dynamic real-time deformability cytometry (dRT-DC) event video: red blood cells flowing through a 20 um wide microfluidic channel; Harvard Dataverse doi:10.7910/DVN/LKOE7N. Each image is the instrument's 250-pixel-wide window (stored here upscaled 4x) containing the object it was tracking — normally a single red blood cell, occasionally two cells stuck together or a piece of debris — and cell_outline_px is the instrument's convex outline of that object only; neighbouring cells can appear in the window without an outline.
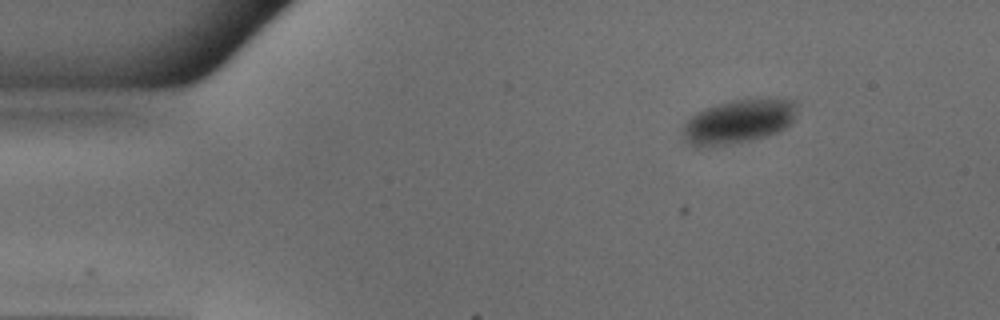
{"species": "common noctule bat (a hibernating species)", "species_latin": "Nyctalus noctula", "temperature_condition": "warm", "stored_images_in_passage": 45, "camera_frame_rate_fps": 3000, "um_per_image_px": 0.085, "animal": {"sex": "male", "body_mass_g": 18.8}, "frame": {"image": 1, "passage_image": 1, "time_ms": 0.0, "image_size_px": [1000, 320], "cell_outline_px": [[792, 120], [784, 128], [776, 132], [752, 140], [696, 148], [684, 140], [680, 132], [680, 128], [696, 112], [704, 108], [716, 104], [732, 100], [792, 100]], "centroid_in_image_um": [62.6, 10.36], "position_along_channel_um": 22.4, "area_um2": 28.38}}
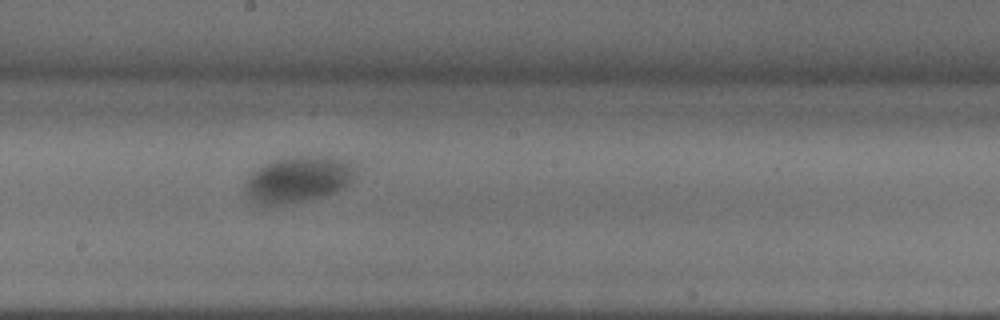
{"frame": {"image": 2, "passage_image": 22, "time_ms": 7.0, "image_size_px": [1000, 320], "cell_outline_px": [[356, 168], [352, 180], [344, 188], [336, 192], [304, 200], [284, 204], [260, 204], [252, 200], [244, 192], [244, 180], [252, 172], [264, 164], [272, 160], [296, 156], [340, 156], [356, 164]], "centroid_in_image_um": [25.37, 15.21], "position_along_channel_um": 222.8, "area_um2": 29.94}}
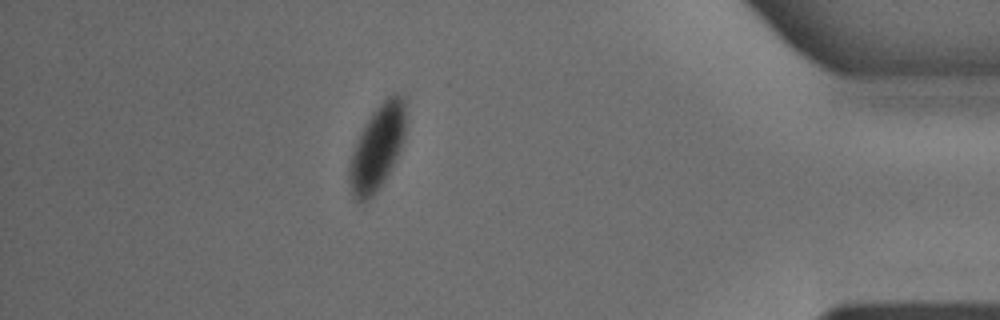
{"frame": {"image": 3, "passage_image": 39, "time_ms": 12.667, "image_size_px": [1000, 320], "cell_outline_px": [[408, 124], [404, 140], [384, 180], [376, 192], [368, 200], [360, 204], [352, 196], [348, 180], [348, 164], [356, 140], [364, 124], [372, 112], [392, 92], [400, 92], [408, 100]], "centroid_in_image_um": [32.11, 12.46], "position_along_channel_um": 403.1, "area_um2": 28.84}}